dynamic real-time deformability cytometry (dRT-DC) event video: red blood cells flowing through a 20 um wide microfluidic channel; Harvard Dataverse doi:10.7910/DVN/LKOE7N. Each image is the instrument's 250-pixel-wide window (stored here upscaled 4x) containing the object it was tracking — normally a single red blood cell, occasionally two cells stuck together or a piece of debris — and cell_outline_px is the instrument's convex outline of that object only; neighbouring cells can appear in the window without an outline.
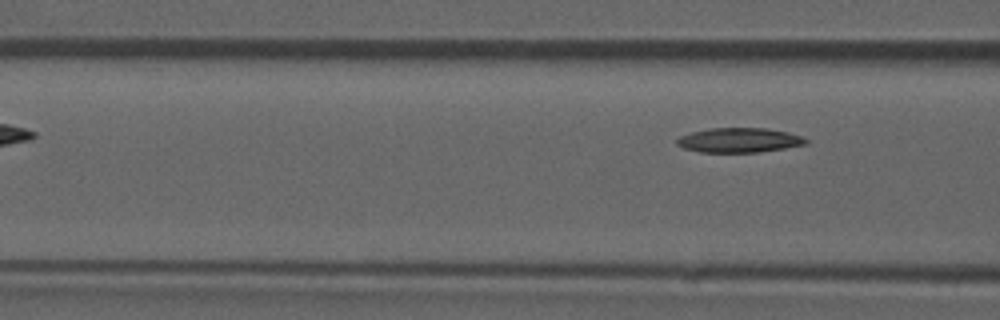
{"species": "common noctule bat (a hibernating species)", "species_latin": "Nyctalus noctula", "temperature_condition": "room temperature", "stored_images_in_passage": 5, "camera_frame_rate_fps": 3000, "um_per_image_px": 0.085, "animal": {"sex": "male", "forearm_length_mm": 52.5}, "frame": {"image": 1, "passage_image": 5, "time_ms": 1.333, "image_size_px": [1000, 320], "cell_outline_px": [[808, 144], [760, 152], [700, 152], [684, 148], [676, 144], [676, 140], [680, 136], [692, 132], [712, 128], [768, 128], [788, 132], [804, 136], [808, 140]], "centroid_in_image_um": [62.87, 11.91], "position_along_channel_um": 103.7, "area_um2": 18.55}}